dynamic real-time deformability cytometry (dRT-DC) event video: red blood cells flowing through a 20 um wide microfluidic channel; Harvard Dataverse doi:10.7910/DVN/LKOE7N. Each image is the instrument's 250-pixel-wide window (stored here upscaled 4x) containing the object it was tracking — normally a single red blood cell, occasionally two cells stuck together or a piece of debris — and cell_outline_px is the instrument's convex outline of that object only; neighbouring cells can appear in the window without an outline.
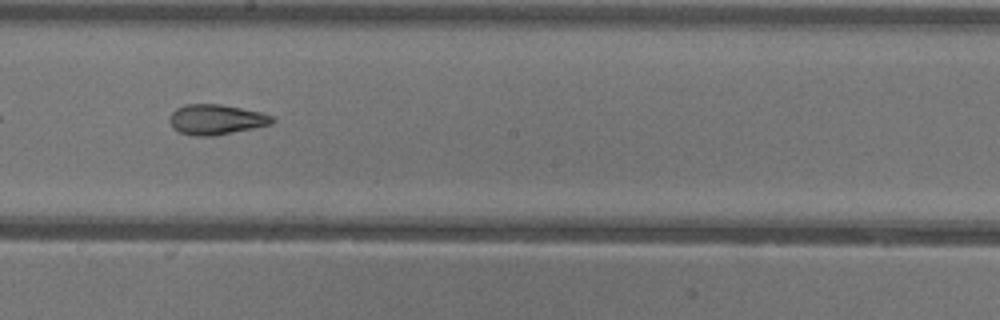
{"species": "common noctule bat (a hibernating species)", "species_latin": "Nyctalus noctula", "temperature_condition": "warm", "stored_images_in_passage": 29, "camera_frame_rate_fps": 3000, "um_per_image_px": 0.085, "animal": {"sex": "female"}, "frame": {"image": 1, "passage_image": 13, "time_ms": 4.0, "image_size_px": [1000, 320], "cell_outline_px": [[276, 120], [272, 124], [212, 136], [196, 136], [180, 132], [172, 128], [168, 120], [168, 116], [176, 108], [184, 104], [220, 104], [260, 112], [272, 116]], "centroid_in_image_um": [18.32, 10.15], "position_along_channel_um": 229.9, "area_um2": 18.03}}